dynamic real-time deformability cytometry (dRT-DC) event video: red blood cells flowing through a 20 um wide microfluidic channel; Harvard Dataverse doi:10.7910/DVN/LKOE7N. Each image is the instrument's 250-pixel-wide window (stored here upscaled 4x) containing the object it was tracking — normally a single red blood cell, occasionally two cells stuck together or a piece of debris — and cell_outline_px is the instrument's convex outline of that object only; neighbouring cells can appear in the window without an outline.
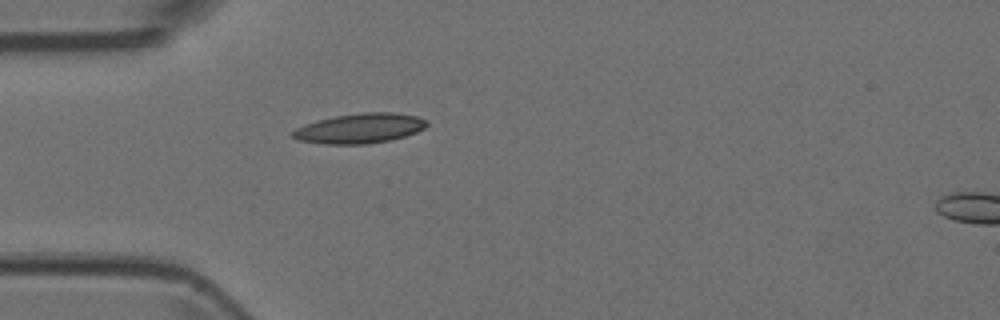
{"species": "Egyptian fruit bat (a non-hibernating species)", "species_latin": "Rousettus aegyptiacus", "temperature_condition": "room temperature", "stored_images_in_passage": 3, "camera_frame_rate_fps": 3000, "um_per_image_px": 0.085, "animal": {"sex": "female"}, "frame": {"image": 1, "passage_image": 3, "time_ms": 0.667, "image_size_px": [1000, 320], "cell_outline_px": [[428, 124], [424, 128], [416, 132], [404, 136], [388, 140], [368, 144], [324, 144], [296, 140], [292, 136], [292, 132], [296, 128], [304, 124], [316, 120], [336, 116], [360, 112], [396, 112], [416, 116], [428, 120]], "centroid_in_image_um": [30.57, 10.9], "position_along_channel_um": 54.4, "area_um2": 23.47}}